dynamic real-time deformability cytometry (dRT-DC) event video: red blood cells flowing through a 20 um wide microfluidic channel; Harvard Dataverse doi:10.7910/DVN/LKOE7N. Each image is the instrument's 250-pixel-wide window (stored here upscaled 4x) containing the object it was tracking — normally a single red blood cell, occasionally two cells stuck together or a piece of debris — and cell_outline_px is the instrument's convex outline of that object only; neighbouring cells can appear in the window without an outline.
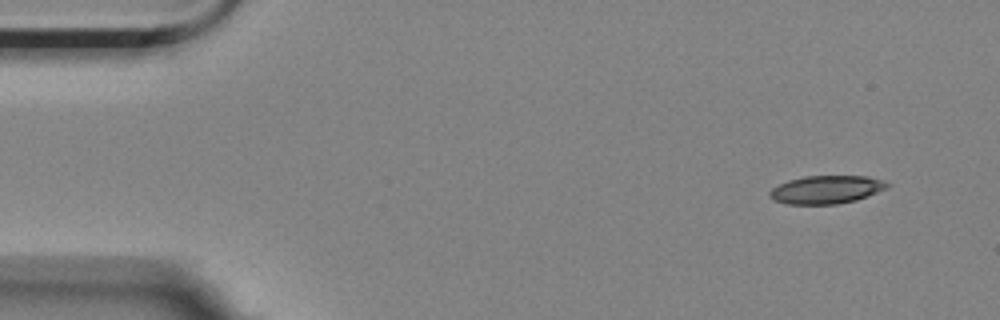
{"species": "Egyptian fruit bat (a non-hibernating species)", "species_latin": "Rousettus aegyptiacus", "temperature_condition": "room temperature", "stored_images_in_passage": 4, "camera_frame_rate_fps": 3000, "um_per_image_px": 0.085, "animal": {"sex": "female"}, "frame": {"image": 1, "passage_image": 1, "time_ms": 0.0, "image_size_px": [1000, 320], "cell_outline_px": [[892, 184], [888, 188], [868, 196], [856, 200], [836, 204], [784, 204], [768, 196], [768, 192], [772, 188], [788, 180], [804, 176], [868, 176]], "centroid_in_image_um": [70.24, 16.11], "position_along_channel_um": 14.8, "area_um2": 19.31}}
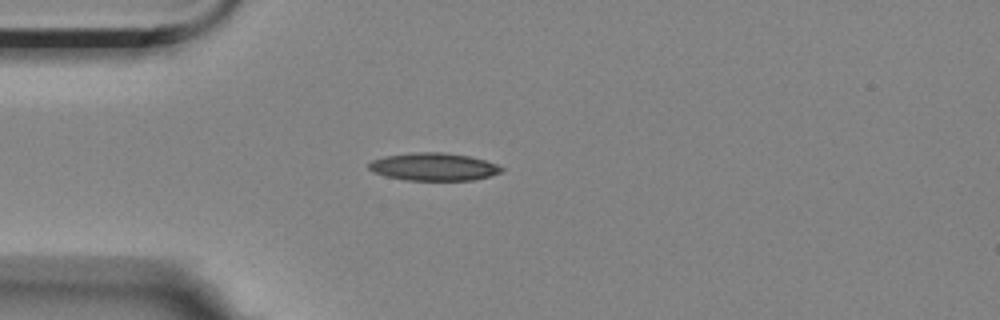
{"frame": {"image": 2, "passage_image": 4, "time_ms": 3.333, "image_size_px": [1000, 320], "cell_outline_px": [[504, 172], [472, 180], [404, 180], [384, 176], [372, 172], [368, 168], [368, 164], [372, 160], [384, 156], [416, 152], [444, 152], [468, 156], [484, 160], [496, 164], [504, 168]], "centroid_in_image_um": [36.83, 14.18], "position_along_channel_um": 48.2, "area_um2": 21.5}}